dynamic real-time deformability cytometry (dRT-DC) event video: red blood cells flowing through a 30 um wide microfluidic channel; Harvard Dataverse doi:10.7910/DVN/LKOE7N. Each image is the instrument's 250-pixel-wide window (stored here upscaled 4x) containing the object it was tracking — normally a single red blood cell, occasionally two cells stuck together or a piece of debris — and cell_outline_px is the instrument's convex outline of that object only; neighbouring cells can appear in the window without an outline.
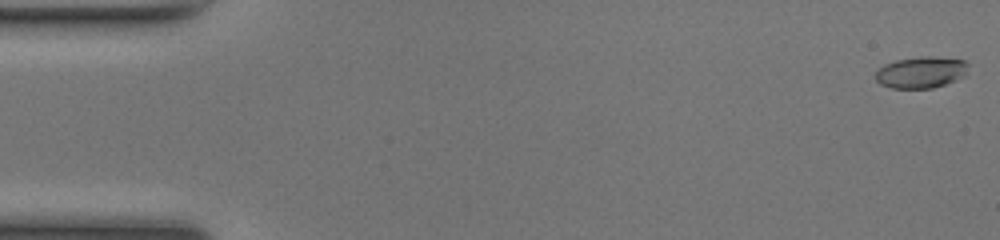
{"species": "common noctule bat (a hibernating species)", "species_latin": "Nyctalus noctula", "temperature_condition": "room temperature", "stored_images_in_passage": 50, "camera_frame_rate_fps": 3000, "um_per_image_px": 0.085, "animal": {"sex": "female", "body_mass_g": 17.0, "forearm_length_mm": 48.0}, "frame": {"image": 1, "passage_image": 1, "time_ms": 0.0, "image_size_px": [1000, 240], "cell_outline_px": [[968, 64], [964, 76], [956, 80], [932, 88], [892, 88], [880, 84], [876, 80], [876, 72], [884, 64], [896, 60], [920, 56], [932, 56], [964, 60]], "centroid_in_image_um": [78.28, 6.14], "position_along_channel_um": 6.7, "area_um2": 16.94}}
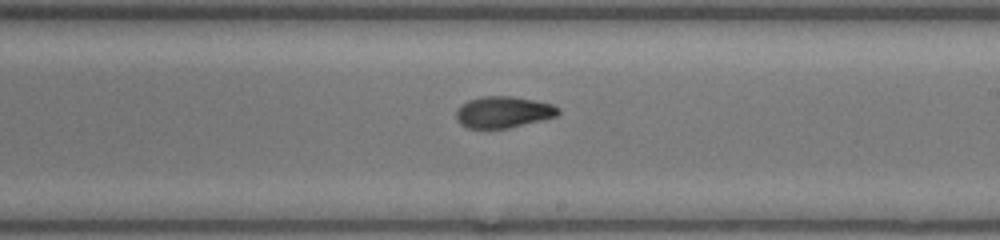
{"frame": {"image": 2, "passage_image": 29, "time_ms": 9.333, "image_size_px": [1000, 240], "cell_outline_px": [[560, 112], [556, 116], [508, 128], [468, 128], [460, 124], [456, 120], [456, 112], [460, 104], [468, 100], [480, 96], [512, 96], [552, 104], [560, 108]], "centroid_in_image_um": [42.74, 9.52], "position_along_channel_um": 246.3, "area_um2": 18.67}}
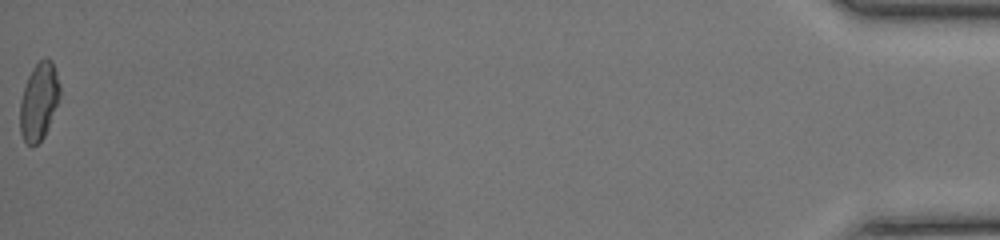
{"frame": {"image": 3, "passage_image": 50, "time_ms": 16.333, "image_size_px": [1000, 240], "cell_outline_px": [[60, 96], [48, 128], [44, 136], [32, 148], [24, 140], [20, 132], [20, 100], [28, 76], [32, 68], [44, 56], [48, 56], [52, 60], [60, 84]], "centroid_in_image_um": [3.31, 8.59], "position_along_channel_um": 431.9, "area_um2": 18.09}, "authors_computed_cell_mechanics": {"area_um2": 18.4671, "velocity_mm_per_s": 4.2216, "shape_relaxation_time_tau1_ms": null, "shape_relaxation_time_tau2_ms": 2.1175, "deformation_change_tau1": null, "deformation_change_tau2": 0.077}}